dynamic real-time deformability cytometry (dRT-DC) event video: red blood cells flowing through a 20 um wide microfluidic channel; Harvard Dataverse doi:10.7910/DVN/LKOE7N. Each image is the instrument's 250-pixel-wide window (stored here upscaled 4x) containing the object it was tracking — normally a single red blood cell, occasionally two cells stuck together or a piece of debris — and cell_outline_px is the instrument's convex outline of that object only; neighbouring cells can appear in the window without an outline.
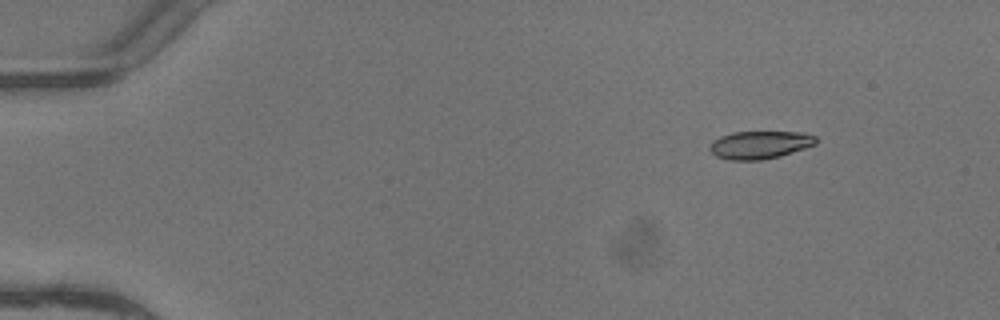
{"species": "common noctule bat (a hibernating species)", "species_latin": "Nyctalus noctula", "temperature_condition": "warm", "stored_images_in_passage": 3, "camera_frame_rate_fps": 3000, "um_per_image_px": 0.085, "animal": {"sex": "female"}, "frame": {"image": 1, "passage_image": 1, "time_ms": 0.0, "image_size_px": [1000, 320], "cell_outline_px": [[816, 144], [780, 156], [764, 160], [728, 160], [716, 156], [708, 148], [708, 144], [712, 140], [720, 136], [732, 132], [800, 132], [816, 136]], "centroid_in_image_um": [64.53, 12.31], "position_along_channel_um": 20.5, "area_um2": 17.34}}
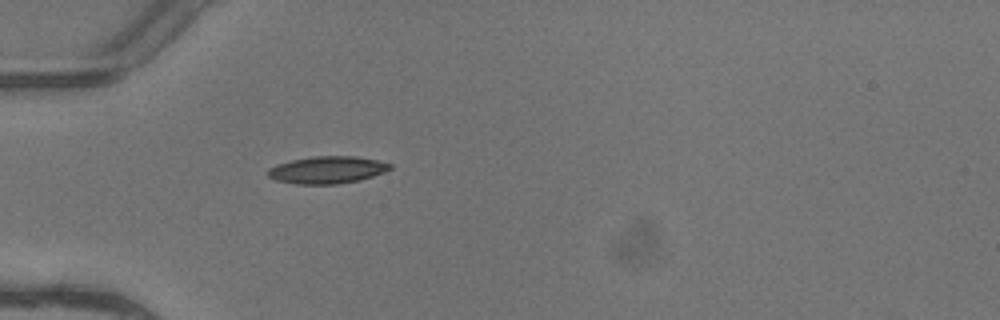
{"frame": {"image": 2, "passage_image": 3, "time_ms": 0.667, "image_size_px": [1000, 320], "cell_outline_px": [[392, 168], [384, 172], [360, 180], [336, 184], [296, 184], [276, 180], [268, 176], [268, 168], [276, 164], [292, 160], [312, 156], [356, 156], [376, 160], [392, 164]], "centroid_in_image_um": [27.8, 14.44], "position_along_channel_um": 57.2, "area_um2": 19.36}}